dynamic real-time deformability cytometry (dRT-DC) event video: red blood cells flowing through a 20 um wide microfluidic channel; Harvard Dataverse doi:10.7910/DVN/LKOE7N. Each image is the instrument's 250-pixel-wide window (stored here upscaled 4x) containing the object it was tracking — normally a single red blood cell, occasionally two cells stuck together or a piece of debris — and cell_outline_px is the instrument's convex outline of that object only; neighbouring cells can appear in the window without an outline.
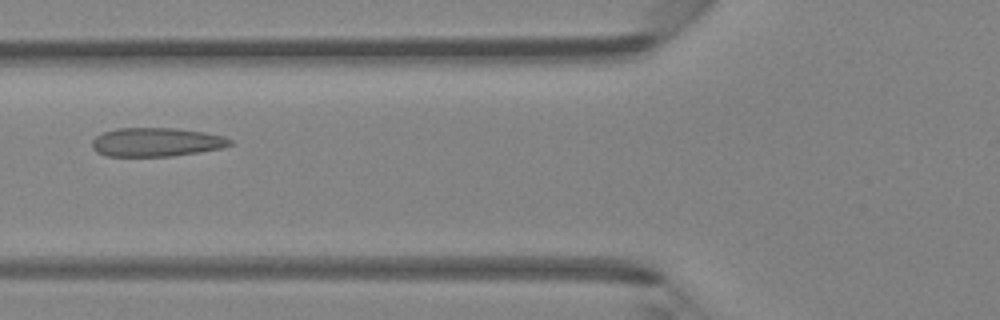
{"species": "Egyptian fruit bat (a non-hibernating species)", "species_latin": "Rousettus aegyptiacus", "temperature_condition": "room temperature", "stored_images_in_passage": 6, "camera_frame_rate_fps": 3000, "um_per_image_px": 0.085, "animal": {"sex": "female"}, "frame": {"image": 1, "passage_image": 6, "time_ms": 5.667, "image_size_px": [1000, 320], "cell_outline_px": [[232, 144], [220, 148], [200, 152], [172, 156], [104, 156], [96, 152], [92, 148], [92, 140], [96, 136], [104, 132], [116, 128], [176, 128], [204, 132], [224, 136], [232, 140]], "centroid_in_image_um": [13.27, 12.08], "position_along_channel_um": 112.5, "area_um2": 23.24}}